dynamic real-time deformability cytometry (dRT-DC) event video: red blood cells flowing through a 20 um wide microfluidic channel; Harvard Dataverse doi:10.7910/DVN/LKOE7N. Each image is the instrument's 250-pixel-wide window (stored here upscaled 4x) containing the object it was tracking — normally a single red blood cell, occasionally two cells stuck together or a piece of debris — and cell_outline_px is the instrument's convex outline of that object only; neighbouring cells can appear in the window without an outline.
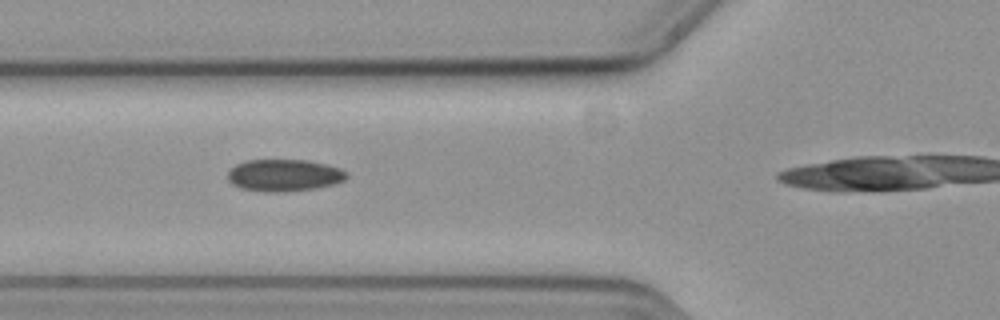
{"species": "common noctule bat (a hibernating species)", "species_latin": "Nyctalus noctula", "temperature_condition": "cold", "stored_images_in_passage": 17, "camera_frame_rate_fps": 3000, "um_per_image_px": 0.085, "animal": {"sex": "female", "body_mass_g": 19.3, "forearm_length_mm": 54.1}, "frame": {"image": 1, "passage_image": 3, "time_ms": 0.667, "image_size_px": [1000, 320], "cell_outline_px": [[348, 176], [344, 180], [336, 184], [316, 188], [284, 192], [264, 192], [240, 188], [232, 184], [228, 180], [228, 172], [236, 164], [248, 160], [308, 160], [340, 168], [348, 172]], "centroid_in_image_um": [24.16, 14.91], "position_along_channel_um": 101.6, "area_um2": 22.31}}
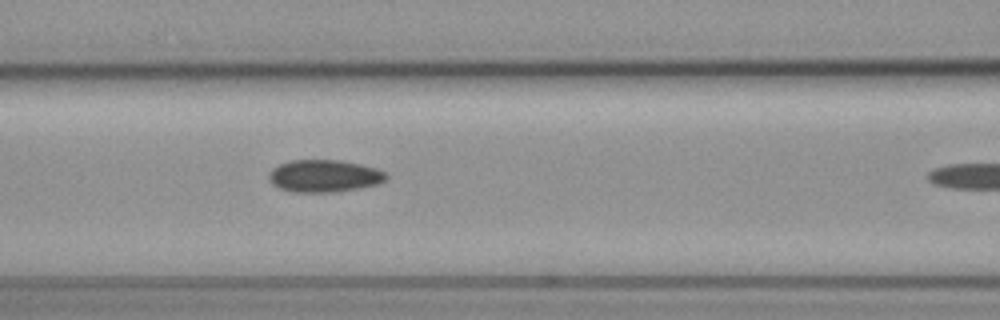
{"frame": {"image": 2, "passage_image": 6, "time_ms": 1.667, "image_size_px": [1000, 320], "cell_outline_px": [[388, 176], [384, 180], [376, 184], [336, 192], [292, 192], [280, 188], [272, 184], [268, 176], [268, 172], [272, 168], [280, 164], [292, 160], [340, 160], [360, 164], [376, 168], [384, 172]], "centroid_in_image_um": [27.51, 14.95], "position_along_channel_um": 139.1, "area_um2": 21.96}}
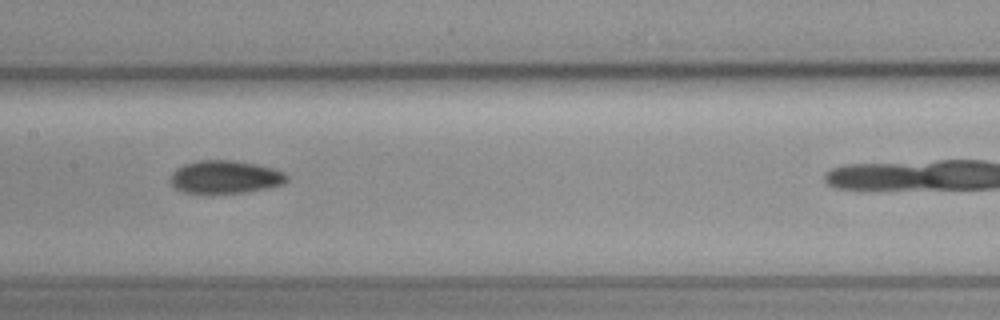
{"frame": {"image": 3, "passage_image": 10, "time_ms": 3.0, "image_size_px": [1000, 320], "cell_outline_px": [[288, 180], [280, 184], [264, 188], [244, 192], [180, 192], [168, 180], [172, 172], [176, 168], [184, 164], [196, 160], [236, 160], [256, 164], [272, 168], [284, 172], [288, 176]], "centroid_in_image_um": [19.09, 15.02], "position_along_channel_um": 188.3, "area_um2": 22.14}}